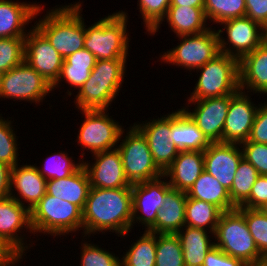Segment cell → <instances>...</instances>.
<instances>
[{"mask_svg": "<svg viewBox=\"0 0 267 266\" xmlns=\"http://www.w3.org/2000/svg\"><path fill=\"white\" fill-rule=\"evenodd\" d=\"M258 176L257 170L246 159L242 158L229 191L230 199L236 207H239L250 196Z\"/></svg>", "mask_w": 267, "mask_h": 266, "instance_id": "cell-35", "label": "cell"}, {"mask_svg": "<svg viewBox=\"0 0 267 266\" xmlns=\"http://www.w3.org/2000/svg\"><path fill=\"white\" fill-rule=\"evenodd\" d=\"M46 191L47 180L39 173L37 165L19 163L11 167L9 196L29 211L44 197Z\"/></svg>", "mask_w": 267, "mask_h": 266, "instance_id": "cell-21", "label": "cell"}, {"mask_svg": "<svg viewBox=\"0 0 267 266\" xmlns=\"http://www.w3.org/2000/svg\"><path fill=\"white\" fill-rule=\"evenodd\" d=\"M52 85L27 62L2 73L0 98L39 105L52 92Z\"/></svg>", "mask_w": 267, "mask_h": 266, "instance_id": "cell-11", "label": "cell"}, {"mask_svg": "<svg viewBox=\"0 0 267 266\" xmlns=\"http://www.w3.org/2000/svg\"><path fill=\"white\" fill-rule=\"evenodd\" d=\"M10 173L11 166L0 161V196L2 198L10 195Z\"/></svg>", "mask_w": 267, "mask_h": 266, "instance_id": "cell-49", "label": "cell"}, {"mask_svg": "<svg viewBox=\"0 0 267 266\" xmlns=\"http://www.w3.org/2000/svg\"><path fill=\"white\" fill-rule=\"evenodd\" d=\"M79 111L85 117L81 121L76 136L78 139L76 142L82 148V154L79 156L81 160L85 159V149L87 152L90 151V154H94L117 148L124 125L122 126L119 121L109 116L108 110Z\"/></svg>", "mask_w": 267, "mask_h": 266, "instance_id": "cell-10", "label": "cell"}, {"mask_svg": "<svg viewBox=\"0 0 267 266\" xmlns=\"http://www.w3.org/2000/svg\"><path fill=\"white\" fill-rule=\"evenodd\" d=\"M251 95L240 89L230 95L222 142L241 144L247 141L260 105L252 102Z\"/></svg>", "mask_w": 267, "mask_h": 266, "instance_id": "cell-18", "label": "cell"}, {"mask_svg": "<svg viewBox=\"0 0 267 266\" xmlns=\"http://www.w3.org/2000/svg\"><path fill=\"white\" fill-rule=\"evenodd\" d=\"M25 38H0V72L5 73L24 61Z\"/></svg>", "mask_w": 267, "mask_h": 266, "instance_id": "cell-41", "label": "cell"}, {"mask_svg": "<svg viewBox=\"0 0 267 266\" xmlns=\"http://www.w3.org/2000/svg\"><path fill=\"white\" fill-rule=\"evenodd\" d=\"M163 22L168 23V27L176 36L199 34L211 28L207 23L204 8L169 6L163 21L149 35H155Z\"/></svg>", "mask_w": 267, "mask_h": 266, "instance_id": "cell-25", "label": "cell"}, {"mask_svg": "<svg viewBox=\"0 0 267 266\" xmlns=\"http://www.w3.org/2000/svg\"><path fill=\"white\" fill-rule=\"evenodd\" d=\"M96 57L87 49L83 48L64 59L62 67H79L93 69L96 64Z\"/></svg>", "mask_w": 267, "mask_h": 266, "instance_id": "cell-47", "label": "cell"}, {"mask_svg": "<svg viewBox=\"0 0 267 266\" xmlns=\"http://www.w3.org/2000/svg\"><path fill=\"white\" fill-rule=\"evenodd\" d=\"M245 142L267 144V102L259 105L249 137Z\"/></svg>", "mask_w": 267, "mask_h": 266, "instance_id": "cell-44", "label": "cell"}, {"mask_svg": "<svg viewBox=\"0 0 267 266\" xmlns=\"http://www.w3.org/2000/svg\"><path fill=\"white\" fill-rule=\"evenodd\" d=\"M229 103L230 95H225L201 100H188L182 109L196 123L207 140L210 143H215L222 142L223 128ZM191 104L195 105L192 110H190Z\"/></svg>", "mask_w": 267, "mask_h": 266, "instance_id": "cell-15", "label": "cell"}, {"mask_svg": "<svg viewBox=\"0 0 267 266\" xmlns=\"http://www.w3.org/2000/svg\"><path fill=\"white\" fill-rule=\"evenodd\" d=\"M90 188L88 174L81 165L68 177L48 180L46 193L77 205L83 211Z\"/></svg>", "mask_w": 267, "mask_h": 266, "instance_id": "cell-26", "label": "cell"}, {"mask_svg": "<svg viewBox=\"0 0 267 266\" xmlns=\"http://www.w3.org/2000/svg\"><path fill=\"white\" fill-rule=\"evenodd\" d=\"M176 236L181 243L185 266H202L207 253L215 246L214 233L204 229L184 226Z\"/></svg>", "mask_w": 267, "mask_h": 266, "instance_id": "cell-29", "label": "cell"}, {"mask_svg": "<svg viewBox=\"0 0 267 266\" xmlns=\"http://www.w3.org/2000/svg\"><path fill=\"white\" fill-rule=\"evenodd\" d=\"M0 114V161L14 167L20 163L19 152L20 143L18 144V136L14 131L13 121L3 118ZM19 151V152H18Z\"/></svg>", "mask_w": 267, "mask_h": 266, "instance_id": "cell-37", "label": "cell"}, {"mask_svg": "<svg viewBox=\"0 0 267 266\" xmlns=\"http://www.w3.org/2000/svg\"><path fill=\"white\" fill-rule=\"evenodd\" d=\"M73 158V156L69 157L67 151L60 150L46 157L44 164L41 167L37 166V169L47 181L62 179L74 173L82 165V160L76 161Z\"/></svg>", "mask_w": 267, "mask_h": 266, "instance_id": "cell-34", "label": "cell"}, {"mask_svg": "<svg viewBox=\"0 0 267 266\" xmlns=\"http://www.w3.org/2000/svg\"><path fill=\"white\" fill-rule=\"evenodd\" d=\"M82 237L84 243L81 241L80 266H121V257L119 258V255H115L112 251L109 252L104 248L102 249L100 245L94 244L91 240L86 241L84 236Z\"/></svg>", "mask_w": 267, "mask_h": 266, "instance_id": "cell-39", "label": "cell"}, {"mask_svg": "<svg viewBox=\"0 0 267 266\" xmlns=\"http://www.w3.org/2000/svg\"><path fill=\"white\" fill-rule=\"evenodd\" d=\"M94 162L82 160L91 187L121 188L132 186L127 180L118 148L91 154Z\"/></svg>", "mask_w": 267, "mask_h": 266, "instance_id": "cell-19", "label": "cell"}, {"mask_svg": "<svg viewBox=\"0 0 267 266\" xmlns=\"http://www.w3.org/2000/svg\"><path fill=\"white\" fill-rule=\"evenodd\" d=\"M128 13L119 10L86 26L84 48L97 60L127 59L131 36L128 32Z\"/></svg>", "mask_w": 267, "mask_h": 266, "instance_id": "cell-4", "label": "cell"}, {"mask_svg": "<svg viewBox=\"0 0 267 266\" xmlns=\"http://www.w3.org/2000/svg\"><path fill=\"white\" fill-rule=\"evenodd\" d=\"M138 237L121 255V266H155L156 234L144 230Z\"/></svg>", "mask_w": 267, "mask_h": 266, "instance_id": "cell-32", "label": "cell"}, {"mask_svg": "<svg viewBox=\"0 0 267 266\" xmlns=\"http://www.w3.org/2000/svg\"><path fill=\"white\" fill-rule=\"evenodd\" d=\"M263 213L267 214V201L265 202V204L263 206H261L259 208Z\"/></svg>", "mask_w": 267, "mask_h": 266, "instance_id": "cell-53", "label": "cell"}, {"mask_svg": "<svg viewBox=\"0 0 267 266\" xmlns=\"http://www.w3.org/2000/svg\"><path fill=\"white\" fill-rule=\"evenodd\" d=\"M215 246L248 266L259 263L260 254L245 222L244 215L237 209L222 212L215 233Z\"/></svg>", "mask_w": 267, "mask_h": 266, "instance_id": "cell-6", "label": "cell"}, {"mask_svg": "<svg viewBox=\"0 0 267 266\" xmlns=\"http://www.w3.org/2000/svg\"><path fill=\"white\" fill-rule=\"evenodd\" d=\"M82 2L56 5L47 9L34 26L47 38L52 47L65 59L83 49L85 44V19ZM42 17V18H41Z\"/></svg>", "mask_w": 267, "mask_h": 266, "instance_id": "cell-2", "label": "cell"}, {"mask_svg": "<svg viewBox=\"0 0 267 266\" xmlns=\"http://www.w3.org/2000/svg\"><path fill=\"white\" fill-rule=\"evenodd\" d=\"M205 0H171L170 6H189L204 8Z\"/></svg>", "mask_w": 267, "mask_h": 266, "instance_id": "cell-50", "label": "cell"}, {"mask_svg": "<svg viewBox=\"0 0 267 266\" xmlns=\"http://www.w3.org/2000/svg\"><path fill=\"white\" fill-rule=\"evenodd\" d=\"M202 266H248L242 260L227 255L214 246L207 253Z\"/></svg>", "mask_w": 267, "mask_h": 266, "instance_id": "cell-46", "label": "cell"}, {"mask_svg": "<svg viewBox=\"0 0 267 266\" xmlns=\"http://www.w3.org/2000/svg\"><path fill=\"white\" fill-rule=\"evenodd\" d=\"M24 231L33 234L30 224V211L10 196L1 198L0 241L15 256H25L31 246L34 247L32 243L27 244L26 233H24V236L22 235Z\"/></svg>", "mask_w": 267, "mask_h": 266, "instance_id": "cell-14", "label": "cell"}, {"mask_svg": "<svg viewBox=\"0 0 267 266\" xmlns=\"http://www.w3.org/2000/svg\"><path fill=\"white\" fill-rule=\"evenodd\" d=\"M260 266H267V258H263V259L260 261Z\"/></svg>", "mask_w": 267, "mask_h": 266, "instance_id": "cell-54", "label": "cell"}, {"mask_svg": "<svg viewBox=\"0 0 267 266\" xmlns=\"http://www.w3.org/2000/svg\"><path fill=\"white\" fill-rule=\"evenodd\" d=\"M18 1L0 0V38H25L26 25L44 12L41 3Z\"/></svg>", "mask_w": 267, "mask_h": 266, "instance_id": "cell-22", "label": "cell"}, {"mask_svg": "<svg viewBox=\"0 0 267 266\" xmlns=\"http://www.w3.org/2000/svg\"><path fill=\"white\" fill-rule=\"evenodd\" d=\"M127 59L97 60L87 81L75 92L76 110H108L126 77Z\"/></svg>", "mask_w": 267, "mask_h": 266, "instance_id": "cell-3", "label": "cell"}, {"mask_svg": "<svg viewBox=\"0 0 267 266\" xmlns=\"http://www.w3.org/2000/svg\"><path fill=\"white\" fill-rule=\"evenodd\" d=\"M204 170V151H179L163 175L171 188L187 192Z\"/></svg>", "mask_w": 267, "mask_h": 266, "instance_id": "cell-24", "label": "cell"}, {"mask_svg": "<svg viewBox=\"0 0 267 266\" xmlns=\"http://www.w3.org/2000/svg\"><path fill=\"white\" fill-rule=\"evenodd\" d=\"M239 89L267 96V39L239 60Z\"/></svg>", "mask_w": 267, "mask_h": 266, "instance_id": "cell-23", "label": "cell"}, {"mask_svg": "<svg viewBox=\"0 0 267 266\" xmlns=\"http://www.w3.org/2000/svg\"><path fill=\"white\" fill-rule=\"evenodd\" d=\"M246 17L259 23L263 28L267 27V0H245Z\"/></svg>", "mask_w": 267, "mask_h": 266, "instance_id": "cell-48", "label": "cell"}, {"mask_svg": "<svg viewBox=\"0 0 267 266\" xmlns=\"http://www.w3.org/2000/svg\"><path fill=\"white\" fill-rule=\"evenodd\" d=\"M155 266H185L183 250L176 234H156Z\"/></svg>", "mask_w": 267, "mask_h": 266, "instance_id": "cell-36", "label": "cell"}, {"mask_svg": "<svg viewBox=\"0 0 267 266\" xmlns=\"http://www.w3.org/2000/svg\"><path fill=\"white\" fill-rule=\"evenodd\" d=\"M187 194L171 188L156 217V234H176L185 226Z\"/></svg>", "mask_w": 267, "mask_h": 266, "instance_id": "cell-28", "label": "cell"}, {"mask_svg": "<svg viewBox=\"0 0 267 266\" xmlns=\"http://www.w3.org/2000/svg\"><path fill=\"white\" fill-rule=\"evenodd\" d=\"M137 2L145 34L148 32L149 35L165 18L171 0H137Z\"/></svg>", "mask_w": 267, "mask_h": 266, "instance_id": "cell-40", "label": "cell"}, {"mask_svg": "<svg viewBox=\"0 0 267 266\" xmlns=\"http://www.w3.org/2000/svg\"><path fill=\"white\" fill-rule=\"evenodd\" d=\"M267 201V176L259 175L251 189L250 196L239 206L259 209Z\"/></svg>", "mask_w": 267, "mask_h": 266, "instance_id": "cell-45", "label": "cell"}, {"mask_svg": "<svg viewBox=\"0 0 267 266\" xmlns=\"http://www.w3.org/2000/svg\"><path fill=\"white\" fill-rule=\"evenodd\" d=\"M240 146L243 158L257 170L259 175L267 176V144L243 142Z\"/></svg>", "mask_w": 267, "mask_h": 266, "instance_id": "cell-43", "label": "cell"}, {"mask_svg": "<svg viewBox=\"0 0 267 266\" xmlns=\"http://www.w3.org/2000/svg\"><path fill=\"white\" fill-rule=\"evenodd\" d=\"M222 211L215 205L187 197L185 205V226L215 233Z\"/></svg>", "mask_w": 267, "mask_h": 266, "instance_id": "cell-31", "label": "cell"}, {"mask_svg": "<svg viewBox=\"0 0 267 266\" xmlns=\"http://www.w3.org/2000/svg\"><path fill=\"white\" fill-rule=\"evenodd\" d=\"M187 197L217 206L222 212L237 208L231 201L229 191L205 170L186 192Z\"/></svg>", "mask_w": 267, "mask_h": 266, "instance_id": "cell-30", "label": "cell"}, {"mask_svg": "<svg viewBox=\"0 0 267 266\" xmlns=\"http://www.w3.org/2000/svg\"><path fill=\"white\" fill-rule=\"evenodd\" d=\"M162 179V180H161ZM171 189L167 178L132 184V229L138 223L142 229L156 234V217L164 202L165 194Z\"/></svg>", "mask_w": 267, "mask_h": 266, "instance_id": "cell-13", "label": "cell"}, {"mask_svg": "<svg viewBox=\"0 0 267 266\" xmlns=\"http://www.w3.org/2000/svg\"><path fill=\"white\" fill-rule=\"evenodd\" d=\"M125 130L122 131L117 148L120 151L124 173L129 183L132 185L162 176L163 172L153 161L152 153L143 134L134 125H130Z\"/></svg>", "mask_w": 267, "mask_h": 266, "instance_id": "cell-8", "label": "cell"}, {"mask_svg": "<svg viewBox=\"0 0 267 266\" xmlns=\"http://www.w3.org/2000/svg\"><path fill=\"white\" fill-rule=\"evenodd\" d=\"M91 71H92V69L79 68V67H62L59 78L52 85L53 92H54L55 88H56V90L58 88H60L62 86L60 84H62V82H64V84L66 83L68 85V88L69 87L74 88V89H70V88L67 89V91L65 93L68 96H72V94H74L72 91H74V90L78 91L81 88V86L89 78Z\"/></svg>", "mask_w": 267, "mask_h": 266, "instance_id": "cell-42", "label": "cell"}, {"mask_svg": "<svg viewBox=\"0 0 267 266\" xmlns=\"http://www.w3.org/2000/svg\"><path fill=\"white\" fill-rule=\"evenodd\" d=\"M133 125L143 134L152 153L153 161L164 173L179 154V149L171 142L172 112Z\"/></svg>", "mask_w": 267, "mask_h": 266, "instance_id": "cell-16", "label": "cell"}, {"mask_svg": "<svg viewBox=\"0 0 267 266\" xmlns=\"http://www.w3.org/2000/svg\"><path fill=\"white\" fill-rule=\"evenodd\" d=\"M205 15L209 23L220 24L224 21L245 17V0H205Z\"/></svg>", "mask_w": 267, "mask_h": 266, "instance_id": "cell-33", "label": "cell"}, {"mask_svg": "<svg viewBox=\"0 0 267 266\" xmlns=\"http://www.w3.org/2000/svg\"><path fill=\"white\" fill-rule=\"evenodd\" d=\"M0 254L8 261L15 255L0 241Z\"/></svg>", "mask_w": 267, "mask_h": 266, "instance_id": "cell-52", "label": "cell"}, {"mask_svg": "<svg viewBox=\"0 0 267 266\" xmlns=\"http://www.w3.org/2000/svg\"><path fill=\"white\" fill-rule=\"evenodd\" d=\"M219 25L222 29L218 26L216 31L219 37L220 52L238 60L253 52L267 39L265 28L246 16L227 20ZM223 33H225V37Z\"/></svg>", "mask_w": 267, "mask_h": 266, "instance_id": "cell-12", "label": "cell"}, {"mask_svg": "<svg viewBox=\"0 0 267 266\" xmlns=\"http://www.w3.org/2000/svg\"><path fill=\"white\" fill-rule=\"evenodd\" d=\"M24 256H14L10 260H6L1 254H0V266H19L18 263H21V259H23Z\"/></svg>", "mask_w": 267, "mask_h": 266, "instance_id": "cell-51", "label": "cell"}, {"mask_svg": "<svg viewBox=\"0 0 267 266\" xmlns=\"http://www.w3.org/2000/svg\"><path fill=\"white\" fill-rule=\"evenodd\" d=\"M30 224L36 235L61 238L80 230L83 235V211L77 205L46 193L30 211Z\"/></svg>", "mask_w": 267, "mask_h": 266, "instance_id": "cell-5", "label": "cell"}, {"mask_svg": "<svg viewBox=\"0 0 267 266\" xmlns=\"http://www.w3.org/2000/svg\"><path fill=\"white\" fill-rule=\"evenodd\" d=\"M196 72L200 75L187 100L232 95L239 90V60L233 56L220 52Z\"/></svg>", "mask_w": 267, "mask_h": 266, "instance_id": "cell-7", "label": "cell"}, {"mask_svg": "<svg viewBox=\"0 0 267 266\" xmlns=\"http://www.w3.org/2000/svg\"><path fill=\"white\" fill-rule=\"evenodd\" d=\"M244 215L250 234L260 252L267 258V214L260 209L237 207Z\"/></svg>", "mask_w": 267, "mask_h": 266, "instance_id": "cell-38", "label": "cell"}, {"mask_svg": "<svg viewBox=\"0 0 267 266\" xmlns=\"http://www.w3.org/2000/svg\"><path fill=\"white\" fill-rule=\"evenodd\" d=\"M243 152L240 144L215 142L204 150L205 171L216 178L227 190L231 186Z\"/></svg>", "mask_w": 267, "mask_h": 266, "instance_id": "cell-20", "label": "cell"}, {"mask_svg": "<svg viewBox=\"0 0 267 266\" xmlns=\"http://www.w3.org/2000/svg\"><path fill=\"white\" fill-rule=\"evenodd\" d=\"M1 77H2V73L0 72V85H1Z\"/></svg>", "mask_w": 267, "mask_h": 266, "instance_id": "cell-55", "label": "cell"}, {"mask_svg": "<svg viewBox=\"0 0 267 266\" xmlns=\"http://www.w3.org/2000/svg\"><path fill=\"white\" fill-rule=\"evenodd\" d=\"M131 230V186L113 189L91 187L83 209L85 239L100 234V232L102 234L115 232L116 236L125 238L127 235L130 236L128 233H131Z\"/></svg>", "mask_w": 267, "mask_h": 266, "instance_id": "cell-1", "label": "cell"}, {"mask_svg": "<svg viewBox=\"0 0 267 266\" xmlns=\"http://www.w3.org/2000/svg\"><path fill=\"white\" fill-rule=\"evenodd\" d=\"M170 140L179 151H204L210 144L203 132L182 108L172 110Z\"/></svg>", "mask_w": 267, "mask_h": 266, "instance_id": "cell-27", "label": "cell"}, {"mask_svg": "<svg viewBox=\"0 0 267 266\" xmlns=\"http://www.w3.org/2000/svg\"><path fill=\"white\" fill-rule=\"evenodd\" d=\"M24 61L53 85L59 78L64 59L32 25L25 37Z\"/></svg>", "mask_w": 267, "mask_h": 266, "instance_id": "cell-17", "label": "cell"}, {"mask_svg": "<svg viewBox=\"0 0 267 266\" xmlns=\"http://www.w3.org/2000/svg\"><path fill=\"white\" fill-rule=\"evenodd\" d=\"M199 34L180 35L178 45L160 54L161 62L184 68L189 72L202 67L220 53L216 27Z\"/></svg>", "mask_w": 267, "mask_h": 266, "instance_id": "cell-9", "label": "cell"}]
</instances>
